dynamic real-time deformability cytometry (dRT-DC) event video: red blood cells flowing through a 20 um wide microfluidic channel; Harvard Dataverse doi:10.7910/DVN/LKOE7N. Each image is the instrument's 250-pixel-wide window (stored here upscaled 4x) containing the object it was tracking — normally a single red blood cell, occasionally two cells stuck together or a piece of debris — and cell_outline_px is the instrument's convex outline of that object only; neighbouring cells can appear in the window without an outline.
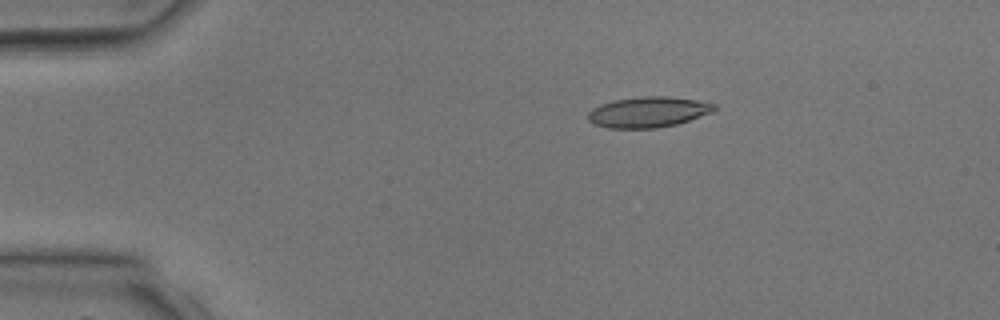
{"species": "common noctule bat (a hibernating species)", "species_latin": "Nyctalus noctula", "temperature_condition": "room temperature", "stored_images_in_passage": 3, "camera_frame_rate_fps": 3000, "um_per_image_px": 0.085, "animal": {"sex": "male", "body_mass_g": 17.9, "forearm_length_mm": 54.2}, "frame": {"image": 1, "passage_image": 2, "time_ms": 1.667, "image_size_px": [1000, 320], "cell_outline_px": [[716, 108], [712, 112], [676, 124], [656, 128], [608, 128], [592, 124], [588, 120], [588, 112], [592, 108], [600, 104], [616, 100], [644, 96], [668, 96], [696, 100], [716, 104]], "centroid_in_image_um": [55.06, 9.53], "position_along_channel_um": 29.9, "area_um2": 22.43}}